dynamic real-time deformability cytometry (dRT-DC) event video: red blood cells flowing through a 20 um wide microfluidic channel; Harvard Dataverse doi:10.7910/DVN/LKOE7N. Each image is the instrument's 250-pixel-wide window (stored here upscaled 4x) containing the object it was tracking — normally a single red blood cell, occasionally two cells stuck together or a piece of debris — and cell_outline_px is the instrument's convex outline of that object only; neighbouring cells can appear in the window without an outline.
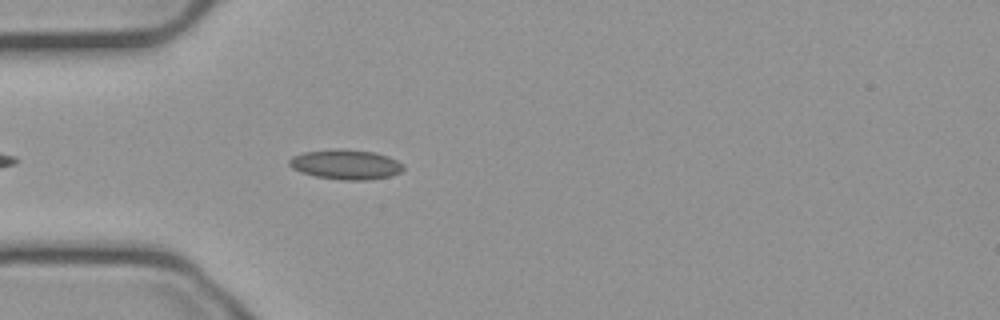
{"species": "common noctule bat (a hibernating species)", "species_latin": "Nyctalus noctula", "temperature_condition": "cold", "stored_images_in_passage": 29, "camera_frame_rate_fps": 3000, "um_per_image_px": 0.085, "animal": {"sex": "male", "body_mass_g": 23.1, "forearm_length_mm": 52.7}, "frame": {"image": 1, "passage_image": 5, "time_ms": 1.333, "image_size_px": [1000, 320], "cell_outline_px": [[404, 168], [400, 172], [388, 176], [368, 180], [340, 180], [316, 176], [300, 172], [292, 168], [288, 164], [288, 160], [292, 156], [304, 152], [336, 148], [376, 152], [388, 156], [404, 164]], "centroid_in_image_um": [29.37, 13.97], "position_along_channel_um": 55.6, "area_um2": 19.94}}
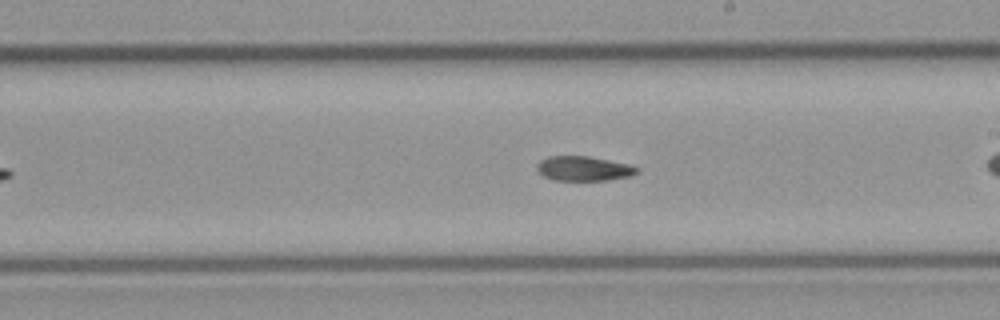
{"frame": {"image": 2, "passage_image": 17, "time_ms": 5.333, "image_size_px": [1000, 320], "cell_outline_px": [[640, 172], [632, 176], [608, 180], [552, 180], [544, 176], [536, 168], [536, 164], [540, 160], [548, 156], [588, 156], [628, 164], [640, 168]], "centroid_in_image_um": [49.63, 14.33], "position_along_channel_um": 239.4, "area_um2": 14.45}}